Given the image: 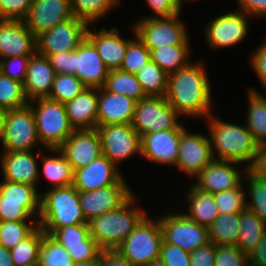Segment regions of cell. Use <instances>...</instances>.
I'll list each match as a JSON object with an SVG mask.
<instances>
[{"label": "cell", "mask_w": 266, "mask_h": 266, "mask_svg": "<svg viewBox=\"0 0 266 266\" xmlns=\"http://www.w3.org/2000/svg\"><path fill=\"white\" fill-rule=\"evenodd\" d=\"M50 235L64 246L74 262L94 260L101 253L90 236L88 223L57 228Z\"/></svg>", "instance_id": "cell-22"}, {"label": "cell", "mask_w": 266, "mask_h": 266, "mask_svg": "<svg viewBox=\"0 0 266 266\" xmlns=\"http://www.w3.org/2000/svg\"><path fill=\"white\" fill-rule=\"evenodd\" d=\"M249 16L235 10L211 19L205 28V38L212 49L227 48L240 43L249 32Z\"/></svg>", "instance_id": "cell-14"}, {"label": "cell", "mask_w": 266, "mask_h": 266, "mask_svg": "<svg viewBox=\"0 0 266 266\" xmlns=\"http://www.w3.org/2000/svg\"><path fill=\"white\" fill-rule=\"evenodd\" d=\"M88 26L75 17L57 24L36 37V52L49 57L59 52L75 51L86 38Z\"/></svg>", "instance_id": "cell-13"}, {"label": "cell", "mask_w": 266, "mask_h": 266, "mask_svg": "<svg viewBox=\"0 0 266 266\" xmlns=\"http://www.w3.org/2000/svg\"><path fill=\"white\" fill-rule=\"evenodd\" d=\"M38 192L35 186L2 180L0 182V222L38 221L41 214V194Z\"/></svg>", "instance_id": "cell-7"}, {"label": "cell", "mask_w": 266, "mask_h": 266, "mask_svg": "<svg viewBox=\"0 0 266 266\" xmlns=\"http://www.w3.org/2000/svg\"><path fill=\"white\" fill-rule=\"evenodd\" d=\"M73 263L64 246L45 233L39 248L37 266H73Z\"/></svg>", "instance_id": "cell-41"}, {"label": "cell", "mask_w": 266, "mask_h": 266, "mask_svg": "<svg viewBox=\"0 0 266 266\" xmlns=\"http://www.w3.org/2000/svg\"><path fill=\"white\" fill-rule=\"evenodd\" d=\"M190 253L166 242H162L160 261L165 266H190Z\"/></svg>", "instance_id": "cell-50"}, {"label": "cell", "mask_w": 266, "mask_h": 266, "mask_svg": "<svg viewBox=\"0 0 266 266\" xmlns=\"http://www.w3.org/2000/svg\"><path fill=\"white\" fill-rule=\"evenodd\" d=\"M65 108L74 130L97 128L98 88L86 87Z\"/></svg>", "instance_id": "cell-29"}, {"label": "cell", "mask_w": 266, "mask_h": 266, "mask_svg": "<svg viewBox=\"0 0 266 266\" xmlns=\"http://www.w3.org/2000/svg\"><path fill=\"white\" fill-rule=\"evenodd\" d=\"M193 63L168 75L165 97L179 115L206 118L213 111L211 83L205 66Z\"/></svg>", "instance_id": "cell-1"}, {"label": "cell", "mask_w": 266, "mask_h": 266, "mask_svg": "<svg viewBox=\"0 0 266 266\" xmlns=\"http://www.w3.org/2000/svg\"><path fill=\"white\" fill-rule=\"evenodd\" d=\"M266 233V224L248 208L240 212L239 239L237 247L249 255L259 245Z\"/></svg>", "instance_id": "cell-34"}, {"label": "cell", "mask_w": 266, "mask_h": 266, "mask_svg": "<svg viewBox=\"0 0 266 266\" xmlns=\"http://www.w3.org/2000/svg\"><path fill=\"white\" fill-rule=\"evenodd\" d=\"M180 14L169 18H142L133 25L137 37L149 49L190 44L189 35Z\"/></svg>", "instance_id": "cell-9"}, {"label": "cell", "mask_w": 266, "mask_h": 266, "mask_svg": "<svg viewBox=\"0 0 266 266\" xmlns=\"http://www.w3.org/2000/svg\"><path fill=\"white\" fill-rule=\"evenodd\" d=\"M73 17L70 0H33L23 21L37 37Z\"/></svg>", "instance_id": "cell-19"}, {"label": "cell", "mask_w": 266, "mask_h": 266, "mask_svg": "<svg viewBox=\"0 0 266 266\" xmlns=\"http://www.w3.org/2000/svg\"><path fill=\"white\" fill-rule=\"evenodd\" d=\"M247 266H257L248 262Z\"/></svg>", "instance_id": "cell-62"}, {"label": "cell", "mask_w": 266, "mask_h": 266, "mask_svg": "<svg viewBox=\"0 0 266 266\" xmlns=\"http://www.w3.org/2000/svg\"><path fill=\"white\" fill-rule=\"evenodd\" d=\"M242 183H247L246 206L266 224V168H247ZM248 198L250 200H248Z\"/></svg>", "instance_id": "cell-31"}, {"label": "cell", "mask_w": 266, "mask_h": 266, "mask_svg": "<svg viewBox=\"0 0 266 266\" xmlns=\"http://www.w3.org/2000/svg\"><path fill=\"white\" fill-rule=\"evenodd\" d=\"M163 242L192 252L209 243L208 227L189 219L184 213L167 214L159 218Z\"/></svg>", "instance_id": "cell-11"}, {"label": "cell", "mask_w": 266, "mask_h": 266, "mask_svg": "<svg viewBox=\"0 0 266 266\" xmlns=\"http://www.w3.org/2000/svg\"><path fill=\"white\" fill-rule=\"evenodd\" d=\"M146 96L163 97L167 93L168 74L155 62L149 61L136 74Z\"/></svg>", "instance_id": "cell-39"}, {"label": "cell", "mask_w": 266, "mask_h": 266, "mask_svg": "<svg viewBox=\"0 0 266 266\" xmlns=\"http://www.w3.org/2000/svg\"><path fill=\"white\" fill-rule=\"evenodd\" d=\"M143 266H165L160 260L154 261V262H149L146 265Z\"/></svg>", "instance_id": "cell-61"}, {"label": "cell", "mask_w": 266, "mask_h": 266, "mask_svg": "<svg viewBox=\"0 0 266 266\" xmlns=\"http://www.w3.org/2000/svg\"><path fill=\"white\" fill-rule=\"evenodd\" d=\"M205 119L214 159L246 163V169L264 166L265 151L255 141L246 124L242 126L222 121L214 113Z\"/></svg>", "instance_id": "cell-2"}, {"label": "cell", "mask_w": 266, "mask_h": 266, "mask_svg": "<svg viewBox=\"0 0 266 266\" xmlns=\"http://www.w3.org/2000/svg\"><path fill=\"white\" fill-rule=\"evenodd\" d=\"M116 27L106 30L101 28L99 32H93L88 26L86 37L95 45L99 56L109 70L120 69L128 43L133 39L120 37Z\"/></svg>", "instance_id": "cell-27"}, {"label": "cell", "mask_w": 266, "mask_h": 266, "mask_svg": "<svg viewBox=\"0 0 266 266\" xmlns=\"http://www.w3.org/2000/svg\"><path fill=\"white\" fill-rule=\"evenodd\" d=\"M187 190L188 213L184 214L200 225L209 227L219 215L213 194L201 191L192 184L190 190Z\"/></svg>", "instance_id": "cell-30"}, {"label": "cell", "mask_w": 266, "mask_h": 266, "mask_svg": "<svg viewBox=\"0 0 266 266\" xmlns=\"http://www.w3.org/2000/svg\"><path fill=\"white\" fill-rule=\"evenodd\" d=\"M103 88L108 92L125 95L136 102L147 97L136 75L120 69L109 71Z\"/></svg>", "instance_id": "cell-37"}, {"label": "cell", "mask_w": 266, "mask_h": 266, "mask_svg": "<svg viewBox=\"0 0 266 266\" xmlns=\"http://www.w3.org/2000/svg\"><path fill=\"white\" fill-rule=\"evenodd\" d=\"M246 127L255 141L266 151V96L249 89Z\"/></svg>", "instance_id": "cell-32"}, {"label": "cell", "mask_w": 266, "mask_h": 266, "mask_svg": "<svg viewBox=\"0 0 266 266\" xmlns=\"http://www.w3.org/2000/svg\"><path fill=\"white\" fill-rule=\"evenodd\" d=\"M239 227L240 212L219 214L208 227L209 241L215 245L237 246Z\"/></svg>", "instance_id": "cell-35"}, {"label": "cell", "mask_w": 266, "mask_h": 266, "mask_svg": "<svg viewBox=\"0 0 266 266\" xmlns=\"http://www.w3.org/2000/svg\"><path fill=\"white\" fill-rule=\"evenodd\" d=\"M133 194L123 177L114 185L94 191L79 192L80 206L85 220L89 222L93 218L119 208Z\"/></svg>", "instance_id": "cell-15"}, {"label": "cell", "mask_w": 266, "mask_h": 266, "mask_svg": "<svg viewBox=\"0 0 266 266\" xmlns=\"http://www.w3.org/2000/svg\"><path fill=\"white\" fill-rule=\"evenodd\" d=\"M45 232L38 227L30 236L11 249L15 266H37L40 244Z\"/></svg>", "instance_id": "cell-40"}, {"label": "cell", "mask_w": 266, "mask_h": 266, "mask_svg": "<svg viewBox=\"0 0 266 266\" xmlns=\"http://www.w3.org/2000/svg\"><path fill=\"white\" fill-rule=\"evenodd\" d=\"M38 227V221H30V223L28 221H2L0 222V245L11 250Z\"/></svg>", "instance_id": "cell-42"}, {"label": "cell", "mask_w": 266, "mask_h": 266, "mask_svg": "<svg viewBox=\"0 0 266 266\" xmlns=\"http://www.w3.org/2000/svg\"><path fill=\"white\" fill-rule=\"evenodd\" d=\"M31 56H16L0 59V71L10 77L24 83Z\"/></svg>", "instance_id": "cell-48"}, {"label": "cell", "mask_w": 266, "mask_h": 266, "mask_svg": "<svg viewBox=\"0 0 266 266\" xmlns=\"http://www.w3.org/2000/svg\"><path fill=\"white\" fill-rule=\"evenodd\" d=\"M101 266H132L117 250H101Z\"/></svg>", "instance_id": "cell-56"}, {"label": "cell", "mask_w": 266, "mask_h": 266, "mask_svg": "<svg viewBox=\"0 0 266 266\" xmlns=\"http://www.w3.org/2000/svg\"><path fill=\"white\" fill-rule=\"evenodd\" d=\"M54 155L45 156L41 150V165L45 177L53 186L51 188L67 187L73 184L74 170L67 158L59 149H50Z\"/></svg>", "instance_id": "cell-33"}, {"label": "cell", "mask_w": 266, "mask_h": 266, "mask_svg": "<svg viewBox=\"0 0 266 266\" xmlns=\"http://www.w3.org/2000/svg\"><path fill=\"white\" fill-rule=\"evenodd\" d=\"M7 110L0 108V141L2 140L4 133V121Z\"/></svg>", "instance_id": "cell-60"}, {"label": "cell", "mask_w": 266, "mask_h": 266, "mask_svg": "<svg viewBox=\"0 0 266 266\" xmlns=\"http://www.w3.org/2000/svg\"><path fill=\"white\" fill-rule=\"evenodd\" d=\"M23 83L11 79L0 71V108L11 110L27 105Z\"/></svg>", "instance_id": "cell-43"}, {"label": "cell", "mask_w": 266, "mask_h": 266, "mask_svg": "<svg viewBox=\"0 0 266 266\" xmlns=\"http://www.w3.org/2000/svg\"><path fill=\"white\" fill-rule=\"evenodd\" d=\"M249 263L257 266H266V233L261 239V242L248 255Z\"/></svg>", "instance_id": "cell-57"}, {"label": "cell", "mask_w": 266, "mask_h": 266, "mask_svg": "<svg viewBox=\"0 0 266 266\" xmlns=\"http://www.w3.org/2000/svg\"><path fill=\"white\" fill-rule=\"evenodd\" d=\"M101 139L102 155L116 167L134 154L141 155V137L132 124L97 126Z\"/></svg>", "instance_id": "cell-12"}, {"label": "cell", "mask_w": 266, "mask_h": 266, "mask_svg": "<svg viewBox=\"0 0 266 266\" xmlns=\"http://www.w3.org/2000/svg\"><path fill=\"white\" fill-rule=\"evenodd\" d=\"M163 242L159 218L146 214L116 249L132 266H143L160 259Z\"/></svg>", "instance_id": "cell-6"}, {"label": "cell", "mask_w": 266, "mask_h": 266, "mask_svg": "<svg viewBox=\"0 0 266 266\" xmlns=\"http://www.w3.org/2000/svg\"><path fill=\"white\" fill-rule=\"evenodd\" d=\"M73 266H101L100 255L94 260L74 262Z\"/></svg>", "instance_id": "cell-59"}, {"label": "cell", "mask_w": 266, "mask_h": 266, "mask_svg": "<svg viewBox=\"0 0 266 266\" xmlns=\"http://www.w3.org/2000/svg\"><path fill=\"white\" fill-rule=\"evenodd\" d=\"M88 223L82 212L79 192L73 185L51 188L41 194L39 227L48 234L68 225Z\"/></svg>", "instance_id": "cell-4"}, {"label": "cell", "mask_w": 266, "mask_h": 266, "mask_svg": "<svg viewBox=\"0 0 266 266\" xmlns=\"http://www.w3.org/2000/svg\"><path fill=\"white\" fill-rule=\"evenodd\" d=\"M109 71L95 45L87 37L73 51V75L79 78L86 87H104Z\"/></svg>", "instance_id": "cell-20"}, {"label": "cell", "mask_w": 266, "mask_h": 266, "mask_svg": "<svg viewBox=\"0 0 266 266\" xmlns=\"http://www.w3.org/2000/svg\"><path fill=\"white\" fill-rule=\"evenodd\" d=\"M148 8L154 12L153 16L144 17L149 18H169L181 14L182 2L181 0H145Z\"/></svg>", "instance_id": "cell-51"}, {"label": "cell", "mask_w": 266, "mask_h": 266, "mask_svg": "<svg viewBox=\"0 0 266 266\" xmlns=\"http://www.w3.org/2000/svg\"><path fill=\"white\" fill-rule=\"evenodd\" d=\"M248 255L237 246L215 245L214 266H247Z\"/></svg>", "instance_id": "cell-47"}, {"label": "cell", "mask_w": 266, "mask_h": 266, "mask_svg": "<svg viewBox=\"0 0 266 266\" xmlns=\"http://www.w3.org/2000/svg\"><path fill=\"white\" fill-rule=\"evenodd\" d=\"M122 177L119 169L104 155L87 166L74 170L73 186L78 192L94 191L116 184Z\"/></svg>", "instance_id": "cell-25"}, {"label": "cell", "mask_w": 266, "mask_h": 266, "mask_svg": "<svg viewBox=\"0 0 266 266\" xmlns=\"http://www.w3.org/2000/svg\"><path fill=\"white\" fill-rule=\"evenodd\" d=\"M120 2V0H70L73 16L89 26L97 23V20L102 19L116 6H120Z\"/></svg>", "instance_id": "cell-38"}, {"label": "cell", "mask_w": 266, "mask_h": 266, "mask_svg": "<svg viewBox=\"0 0 266 266\" xmlns=\"http://www.w3.org/2000/svg\"><path fill=\"white\" fill-rule=\"evenodd\" d=\"M190 44L160 47L150 50L151 61L155 62L168 75L186 67L190 62Z\"/></svg>", "instance_id": "cell-36"}, {"label": "cell", "mask_w": 266, "mask_h": 266, "mask_svg": "<svg viewBox=\"0 0 266 266\" xmlns=\"http://www.w3.org/2000/svg\"><path fill=\"white\" fill-rule=\"evenodd\" d=\"M29 104L34 113L41 145H44L47 151L59 149L74 131L69 122L65 104L48 97L34 99Z\"/></svg>", "instance_id": "cell-5"}, {"label": "cell", "mask_w": 266, "mask_h": 266, "mask_svg": "<svg viewBox=\"0 0 266 266\" xmlns=\"http://www.w3.org/2000/svg\"><path fill=\"white\" fill-rule=\"evenodd\" d=\"M36 52V37L22 20L0 19V59L32 56Z\"/></svg>", "instance_id": "cell-24"}, {"label": "cell", "mask_w": 266, "mask_h": 266, "mask_svg": "<svg viewBox=\"0 0 266 266\" xmlns=\"http://www.w3.org/2000/svg\"><path fill=\"white\" fill-rule=\"evenodd\" d=\"M135 198L133 194L119 208L88 222L90 236L101 250H116L146 215L145 209L134 206Z\"/></svg>", "instance_id": "cell-3"}, {"label": "cell", "mask_w": 266, "mask_h": 266, "mask_svg": "<svg viewBox=\"0 0 266 266\" xmlns=\"http://www.w3.org/2000/svg\"><path fill=\"white\" fill-rule=\"evenodd\" d=\"M236 164L240 163L213 159L194 178L196 182L192 185L211 194L235 189L243 182L242 179L246 171L245 166L242 172L239 167L234 166Z\"/></svg>", "instance_id": "cell-17"}, {"label": "cell", "mask_w": 266, "mask_h": 266, "mask_svg": "<svg viewBox=\"0 0 266 266\" xmlns=\"http://www.w3.org/2000/svg\"><path fill=\"white\" fill-rule=\"evenodd\" d=\"M180 115L165 96L151 97L136 102L132 127L142 137L145 134L176 128Z\"/></svg>", "instance_id": "cell-10"}, {"label": "cell", "mask_w": 266, "mask_h": 266, "mask_svg": "<svg viewBox=\"0 0 266 266\" xmlns=\"http://www.w3.org/2000/svg\"><path fill=\"white\" fill-rule=\"evenodd\" d=\"M132 30L134 38L128 43L120 70L136 74L151 60V56L150 50L137 37L134 27Z\"/></svg>", "instance_id": "cell-44"}, {"label": "cell", "mask_w": 266, "mask_h": 266, "mask_svg": "<svg viewBox=\"0 0 266 266\" xmlns=\"http://www.w3.org/2000/svg\"><path fill=\"white\" fill-rule=\"evenodd\" d=\"M244 183H241L237 188L220 191L213 194L219 214H230L242 212L246 206V192L244 191Z\"/></svg>", "instance_id": "cell-46"}, {"label": "cell", "mask_w": 266, "mask_h": 266, "mask_svg": "<svg viewBox=\"0 0 266 266\" xmlns=\"http://www.w3.org/2000/svg\"><path fill=\"white\" fill-rule=\"evenodd\" d=\"M136 101L98 88L97 126L132 124Z\"/></svg>", "instance_id": "cell-26"}, {"label": "cell", "mask_w": 266, "mask_h": 266, "mask_svg": "<svg viewBox=\"0 0 266 266\" xmlns=\"http://www.w3.org/2000/svg\"><path fill=\"white\" fill-rule=\"evenodd\" d=\"M85 88L83 82L75 75L56 74L48 98L65 104Z\"/></svg>", "instance_id": "cell-45"}, {"label": "cell", "mask_w": 266, "mask_h": 266, "mask_svg": "<svg viewBox=\"0 0 266 266\" xmlns=\"http://www.w3.org/2000/svg\"><path fill=\"white\" fill-rule=\"evenodd\" d=\"M48 59L57 74L73 75V51L55 53Z\"/></svg>", "instance_id": "cell-54"}, {"label": "cell", "mask_w": 266, "mask_h": 266, "mask_svg": "<svg viewBox=\"0 0 266 266\" xmlns=\"http://www.w3.org/2000/svg\"><path fill=\"white\" fill-rule=\"evenodd\" d=\"M56 74L48 57L35 52L29 59L26 78L23 83L27 100L30 102L38 98H47Z\"/></svg>", "instance_id": "cell-28"}, {"label": "cell", "mask_w": 266, "mask_h": 266, "mask_svg": "<svg viewBox=\"0 0 266 266\" xmlns=\"http://www.w3.org/2000/svg\"><path fill=\"white\" fill-rule=\"evenodd\" d=\"M238 10L247 14L250 19L266 15V0H236ZM254 16V17H253ZM252 17V18H251ZM266 17V16H265Z\"/></svg>", "instance_id": "cell-55"}, {"label": "cell", "mask_w": 266, "mask_h": 266, "mask_svg": "<svg viewBox=\"0 0 266 266\" xmlns=\"http://www.w3.org/2000/svg\"><path fill=\"white\" fill-rule=\"evenodd\" d=\"M0 266H15L11 251L3 245H0Z\"/></svg>", "instance_id": "cell-58"}, {"label": "cell", "mask_w": 266, "mask_h": 266, "mask_svg": "<svg viewBox=\"0 0 266 266\" xmlns=\"http://www.w3.org/2000/svg\"><path fill=\"white\" fill-rule=\"evenodd\" d=\"M190 266H214L215 244L209 242L190 252Z\"/></svg>", "instance_id": "cell-52"}, {"label": "cell", "mask_w": 266, "mask_h": 266, "mask_svg": "<svg viewBox=\"0 0 266 266\" xmlns=\"http://www.w3.org/2000/svg\"><path fill=\"white\" fill-rule=\"evenodd\" d=\"M33 0H0V19L24 20Z\"/></svg>", "instance_id": "cell-49"}, {"label": "cell", "mask_w": 266, "mask_h": 266, "mask_svg": "<svg viewBox=\"0 0 266 266\" xmlns=\"http://www.w3.org/2000/svg\"><path fill=\"white\" fill-rule=\"evenodd\" d=\"M208 136L181 131L176 167L189 178L196 177L214 158Z\"/></svg>", "instance_id": "cell-16"}, {"label": "cell", "mask_w": 266, "mask_h": 266, "mask_svg": "<svg viewBox=\"0 0 266 266\" xmlns=\"http://www.w3.org/2000/svg\"><path fill=\"white\" fill-rule=\"evenodd\" d=\"M33 151L2 152L0 165L3 180L16 183H24L35 186L39 182L40 163L37 157L41 156V150L37 149V155Z\"/></svg>", "instance_id": "cell-23"}, {"label": "cell", "mask_w": 266, "mask_h": 266, "mask_svg": "<svg viewBox=\"0 0 266 266\" xmlns=\"http://www.w3.org/2000/svg\"><path fill=\"white\" fill-rule=\"evenodd\" d=\"M59 150L73 170L87 166L102 155L101 139L97 129L74 130Z\"/></svg>", "instance_id": "cell-21"}, {"label": "cell", "mask_w": 266, "mask_h": 266, "mask_svg": "<svg viewBox=\"0 0 266 266\" xmlns=\"http://www.w3.org/2000/svg\"><path fill=\"white\" fill-rule=\"evenodd\" d=\"M1 144L2 152L33 151L41 144L29 103L20 108L7 110Z\"/></svg>", "instance_id": "cell-8"}, {"label": "cell", "mask_w": 266, "mask_h": 266, "mask_svg": "<svg viewBox=\"0 0 266 266\" xmlns=\"http://www.w3.org/2000/svg\"><path fill=\"white\" fill-rule=\"evenodd\" d=\"M250 64L261 85L266 87V40L251 54Z\"/></svg>", "instance_id": "cell-53"}, {"label": "cell", "mask_w": 266, "mask_h": 266, "mask_svg": "<svg viewBox=\"0 0 266 266\" xmlns=\"http://www.w3.org/2000/svg\"><path fill=\"white\" fill-rule=\"evenodd\" d=\"M180 123L176 128L145 134L141 137V156L152 163L176 166L181 131Z\"/></svg>", "instance_id": "cell-18"}]
</instances>
